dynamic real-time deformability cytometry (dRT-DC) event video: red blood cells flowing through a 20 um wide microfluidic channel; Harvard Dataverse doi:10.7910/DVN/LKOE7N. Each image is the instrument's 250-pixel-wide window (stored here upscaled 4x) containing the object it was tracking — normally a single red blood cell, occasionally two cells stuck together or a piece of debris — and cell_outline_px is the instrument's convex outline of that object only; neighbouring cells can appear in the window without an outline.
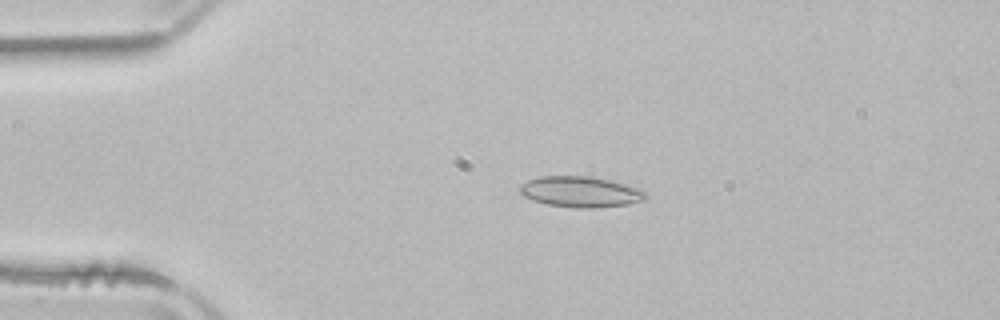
{"species": "common noctule bat (a hibernating species)", "species_latin": "Nyctalus noctula", "temperature_condition": "room temperature", "stored_images_in_passage": 4, "camera_frame_rate_fps": 3000, "um_per_image_px": 0.085, "animal": {"sex": "male", "body_mass_g": 21.5, "forearm_length_mm": 52.0}, "frame": {"image": 1, "passage_image": 3, "time_ms": 2.667, "image_size_px": [1000, 320], "cell_outline_px": [[648, 196], [644, 200], [628, 204], [600, 208], [576, 208], [548, 204], [532, 200], [524, 196], [520, 192], [520, 184], [528, 180], [540, 176], [588, 176], [608, 180], [640, 188]], "centroid_in_image_um": [49.34, 16.31], "position_along_channel_um": 35.7, "area_um2": 22.54}}